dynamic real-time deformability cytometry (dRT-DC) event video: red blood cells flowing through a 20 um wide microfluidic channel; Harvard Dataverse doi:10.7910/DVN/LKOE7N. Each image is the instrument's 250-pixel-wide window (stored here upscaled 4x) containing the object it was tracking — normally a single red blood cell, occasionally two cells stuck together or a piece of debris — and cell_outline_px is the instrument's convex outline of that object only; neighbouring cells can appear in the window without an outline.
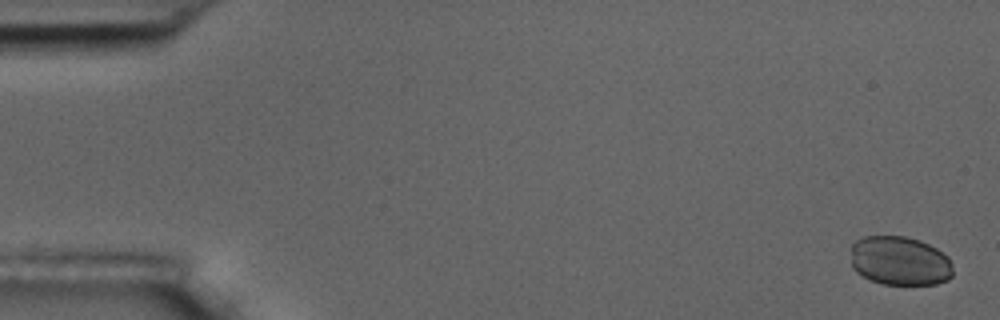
{"species": "common noctule bat (a hibernating species)", "species_latin": "Nyctalus noctula", "temperature_condition": "room temperature", "stored_images_in_passage": 6, "camera_frame_rate_fps": 3000, "um_per_image_px": 0.085, "animal": {"sex": "male", "body_mass_g": 17.5, "forearm_length_mm": 52.3}, "frame": {"image": 1, "passage_image": 1, "time_ms": 0.0, "image_size_px": [1000, 320], "cell_outline_px": [[952, 276], [948, 280], [936, 284], [884, 284], [872, 280], [856, 272], [852, 268], [852, 244], [856, 240], [864, 236], [904, 236], [920, 240], [936, 248], [948, 256], [952, 264]], "centroid_in_image_um": [76.5, 22.17], "position_along_channel_um": 8.5, "area_um2": 29.3}}